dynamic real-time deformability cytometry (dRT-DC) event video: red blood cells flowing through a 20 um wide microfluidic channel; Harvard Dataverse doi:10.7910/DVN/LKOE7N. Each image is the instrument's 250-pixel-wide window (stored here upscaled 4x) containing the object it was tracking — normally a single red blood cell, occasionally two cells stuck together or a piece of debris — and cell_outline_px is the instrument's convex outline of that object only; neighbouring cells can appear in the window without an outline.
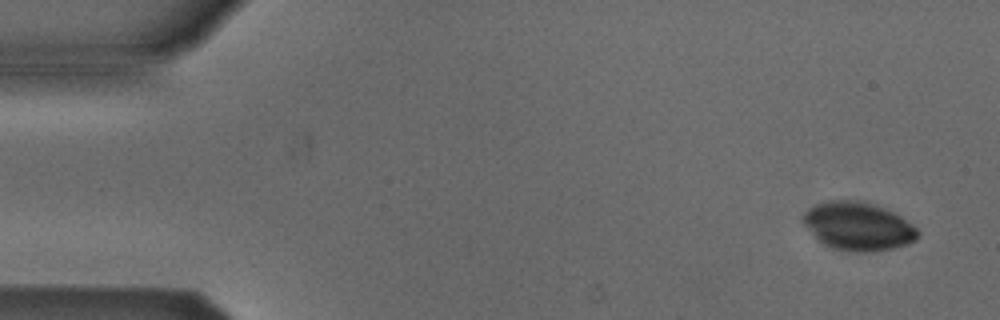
{"species": "Egyptian fruit bat (a non-hibernating species)", "species_latin": "Rousettus aegyptiacus", "temperature_condition": "cold", "stored_images_in_passage": 6, "camera_frame_rate_fps": 3000, "um_per_image_px": 0.085, "animal": {"sex": "male"}, "frame": {"image": 1, "passage_image": 1, "time_ms": 0.0, "image_size_px": [1000, 320], "cell_outline_px": [[920, 232], [916, 240], [908, 244], [892, 248], [868, 252], [856, 252], [832, 248], [824, 244], [800, 220], [800, 216], [808, 208], [816, 204], [828, 200], [860, 200], [872, 204], [892, 212], [900, 216], [912, 224]], "centroid_in_image_um": [72.92, 19.22], "position_along_channel_um": 12.1, "area_um2": 32.14}}
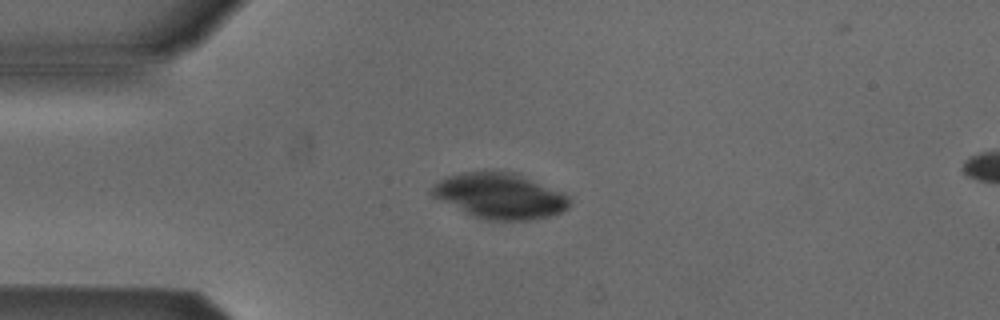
{"frame": {"image": 2, "passage_image": 3, "time_ms": 3.333, "image_size_px": [1000, 320], "cell_outline_px": [[572, 200], [568, 208], [560, 212], [548, 216], [528, 220], [488, 220], [472, 216], [432, 196], [432, 188], [444, 176], [460, 172], [484, 168], [512, 172], [564, 192]], "centroid_in_image_um": [42.48, 16.61], "position_along_channel_um": 42.5, "area_um2": 36.93}}